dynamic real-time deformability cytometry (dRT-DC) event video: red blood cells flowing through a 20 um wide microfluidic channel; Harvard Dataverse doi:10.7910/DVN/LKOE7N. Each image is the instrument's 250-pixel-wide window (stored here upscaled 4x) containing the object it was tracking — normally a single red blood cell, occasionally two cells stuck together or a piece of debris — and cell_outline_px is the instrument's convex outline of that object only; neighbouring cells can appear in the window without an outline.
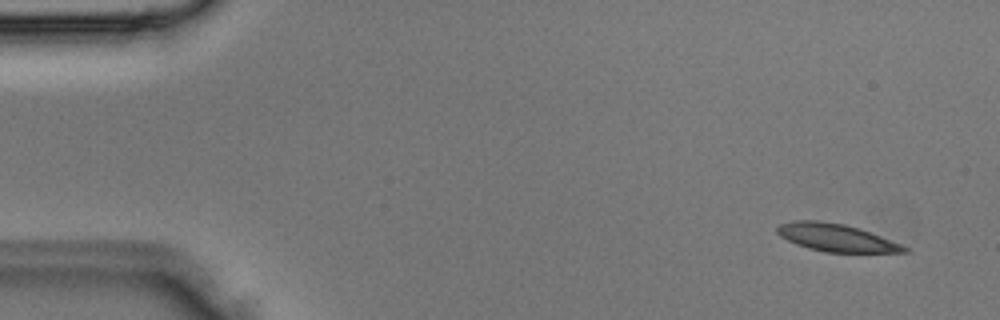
{"species": "Egyptian fruit bat (a non-hibernating species)", "species_latin": "Rousettus aegyptiacus", "temperature_condition": "room temperature", "stored_images_in_passage": 3, "camera_frame_rate_fps": 3000, "um_per_image_px": 0.085, "animal": {"sex": "male"}, "frame": {"image": 1, "passage_image": 1, "time_ms": 0.0, "image_size_px": [1000, 320], "cell_outline_px": [[908, 252], [824, 252], [808, 248], [796, 244], [780, 236], [776, 232], [776, 228], [780, 224], [792, 220], [820, 220], [844, 224], [860, 228], [900, 244], [908, 248]], "centroid_in_image_um": [71.02, 20.18], "position_along_channel_um": 14.0, "area_um2": 20.35}}